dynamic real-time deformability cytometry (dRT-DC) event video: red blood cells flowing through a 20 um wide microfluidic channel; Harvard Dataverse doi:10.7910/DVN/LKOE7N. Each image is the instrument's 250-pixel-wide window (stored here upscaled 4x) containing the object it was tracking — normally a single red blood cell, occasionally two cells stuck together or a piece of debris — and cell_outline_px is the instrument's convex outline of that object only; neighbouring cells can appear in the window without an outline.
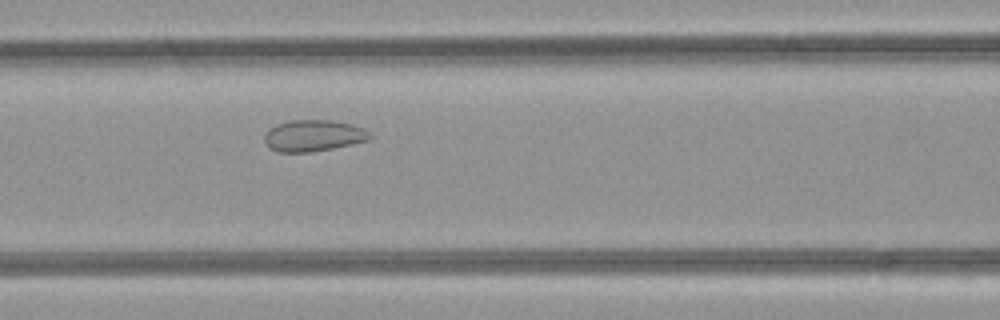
{"species": "common noctule bat (a hibernating species)", "species_latin": "Nyctalus noctula", "temperature_condition": "room temperature", "stored_images_in_passage": 41, "camera_frame_rate_fps": 3000, "um_per_image_px": 0.085, "animal": {"sex": "female", "body_mass_g": 21.9}, "frame": {"image": 1, "passage_image": 16, "time_ms": 5.0, "image_size_px": [1000, 320], "cell_outline_px": [[376, 136], [372, 140], [332, 148], [308, 152], [280, 152], [268, 148], [264, 144], [264, 136], [268, 128], [276, 124], [288, 120], [332, 120], [352, 124], [364, 128]], "centroid_in_image_um": [26.66, 11.52], "position_along_channel_um": 139.9, "area_um2": 19.77}}
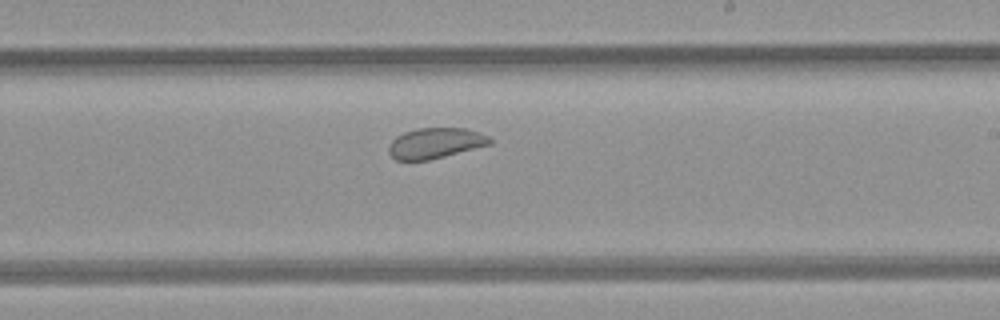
{"frame": {"image": 2, "passage_image": 24, "time_ms": 7.667, "image_size_px": [1000, 320], "cell_outline_px": [[492, 144], [428, 160], [396, 160], [388, 152], [388, 144], [396, 136], [404, 132], [416, 128], [468, 128], [480, 132], [488, 136], [492, 140]], "centroid_in_image_um": [37.0, 12.15], "position_along_channel_um": 252.0, "area_um2": 18.09}}
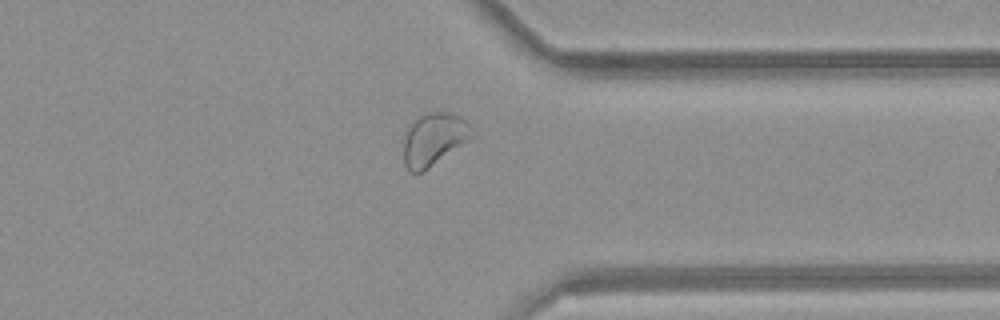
{"frame": {"image": 3, "passage_image": 33, "time_ms": 10.667, "image_size_px": [1000, 320], "cell_outline_px": [[476, 136], [472, 140], [428, 168], [420, 172], [408, 172], [404, 164], [404, 136], [408, 124], [416, 116], [428, 112], [452, 112], [468, 120]], "centroid_in_image_um": [36.92, 11.8], "position_along_channel_um": 374.5, "area_um2": 21.73}, "authors_computed_cell_mechanics": {"area_um2": 21.7328, "velocity_mm_per_s": 4.2082, "shape_relaxation_time_tau1_ms": null, "shape_relaxation_time_tau2_ms": 0.8885, "deformation_change_tau1": null, "deformation_change_tau2": 0.0559}}